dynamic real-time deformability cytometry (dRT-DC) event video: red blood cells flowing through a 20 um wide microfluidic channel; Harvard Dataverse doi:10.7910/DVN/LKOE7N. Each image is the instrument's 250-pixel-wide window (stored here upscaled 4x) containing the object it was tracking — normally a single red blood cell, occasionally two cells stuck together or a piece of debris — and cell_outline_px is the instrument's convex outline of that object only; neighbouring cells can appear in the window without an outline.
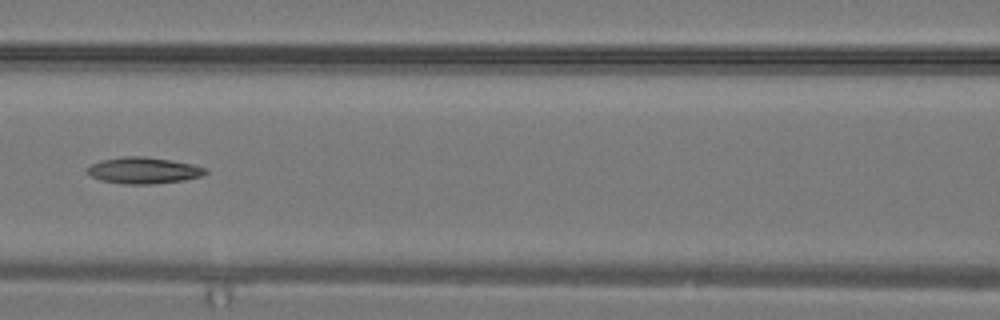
{"species": "common noctule bat (a hibernating species)", "species_latin": "Nyctalus noctula", "temperature_condition": "warm", "stored_images_in_passage": 31, "camera_frame_rate_fps": 3000, "um_per_image_px": 0.085, "animal": {"sex": "male", "body_mass_g": 19.2, "forearm_length_mm": 51.8}, "frame": {"image": 1, "passage_image": 14, "time_ms": 4.333, "image_size_px": [1000, 320], "cell_outline_px": [[208, 172], [200, 176], [184, 180], [152, 184], [124, 184], [100, 180], [84, 172], [92, 164], [100, 160], [124, 156], [144, 156], [172, 160], [192, 164], [208, 168]], "centroid_in_image_um": [12.2, 14.48], "position_along_channel_um": 154.4, "area_um2": 18.26}}
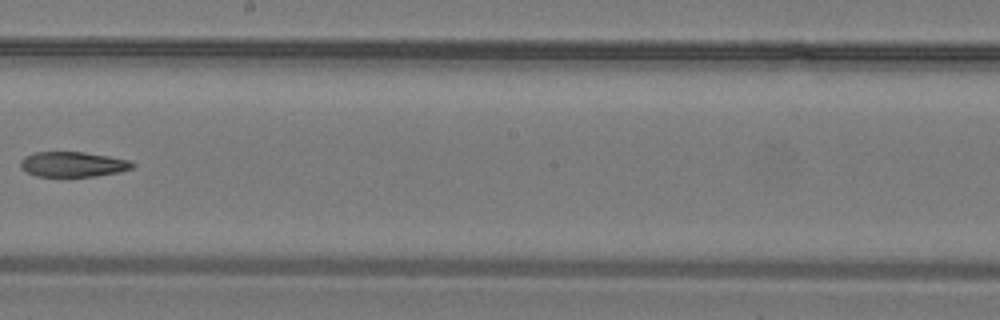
{"frame": {"image": 2, "passage_image": 18, "time_ms": 5.667, "image_size_px": [1000, 320], "cell_outline_px": [[136, 164], [132, 168], [120, 172], [96, 176], [36, 176], [20, 168], [20, 160], [24, 156], [36, 152], [84, 152], [132, 160]], "centroid_in_image_um": [6.22, 13.96], "position_along_channel_um": 242.0, "area_um2": 16.47}}